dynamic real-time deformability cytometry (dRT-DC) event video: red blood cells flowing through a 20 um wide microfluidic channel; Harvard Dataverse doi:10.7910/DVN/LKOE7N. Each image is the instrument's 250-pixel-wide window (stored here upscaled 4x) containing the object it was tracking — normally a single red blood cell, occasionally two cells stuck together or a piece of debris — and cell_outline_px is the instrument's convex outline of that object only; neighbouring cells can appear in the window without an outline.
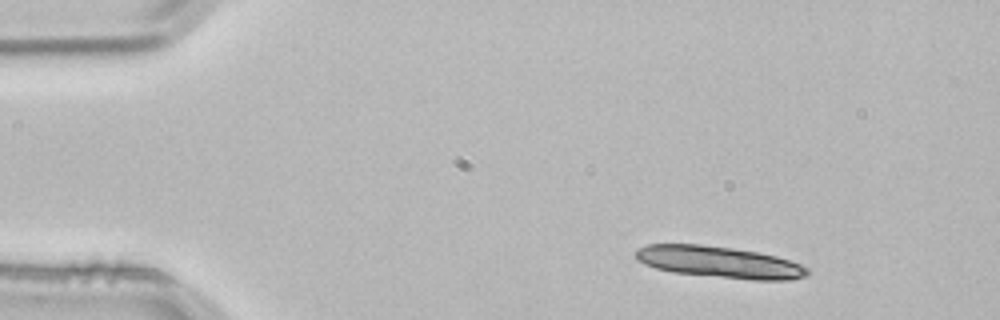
{"species": "common noctule bat (a hibernating species)", "species_latin": "Nyctalus noctula", "temperature_condition": "room temperature", "stored_images_in_passage": 3, "camera_frame_rate_fps": 3000, "um_per_image_px": 0.085, "animal": {"sex": "male", "body_mass_g": 21.5, "forearm_length_mm": 52.0}, "frame": {"image": 1, "passage_image": 1, "time_ms": 0.0, "image_size_px": [1000, 320], "cell_outline_px": [[808, 276], [792, 280], [752, 280], [672, 272], [656, 268], [644, 264], [636, 260], [632, 252], [636, 248], [648, 244], [700, 244], [732, 248], [756, 252], [776, 256], [800, 264], [808, 268]], "centroid_in_image_um": [61.09, 22.28], "position_along_channel_um": 23.9, "area_um2": 31.79}}
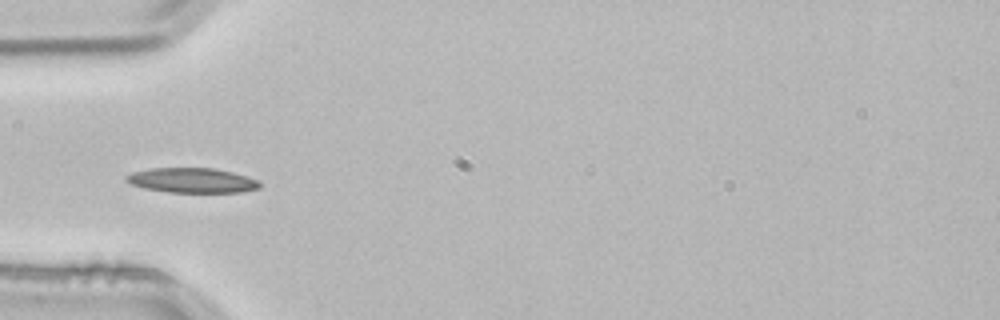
{"frame": {"image": 2, "passage_image": 3, "time_ms": 0.667, "image_size_px": [1000, 320], "cell_outline_px": [[260, 188], [244, 192], [168, 192], [144, 188], [132, 184], [124, 180], [124, 176], [132, 172], [152, 168], [212, 168], [232, 172], [256, 180], [260, 184]], "centroid_in_image_um": [16.28, 15.33], "position_along_channel_um": 68.7, "area_um2": 19.19}}